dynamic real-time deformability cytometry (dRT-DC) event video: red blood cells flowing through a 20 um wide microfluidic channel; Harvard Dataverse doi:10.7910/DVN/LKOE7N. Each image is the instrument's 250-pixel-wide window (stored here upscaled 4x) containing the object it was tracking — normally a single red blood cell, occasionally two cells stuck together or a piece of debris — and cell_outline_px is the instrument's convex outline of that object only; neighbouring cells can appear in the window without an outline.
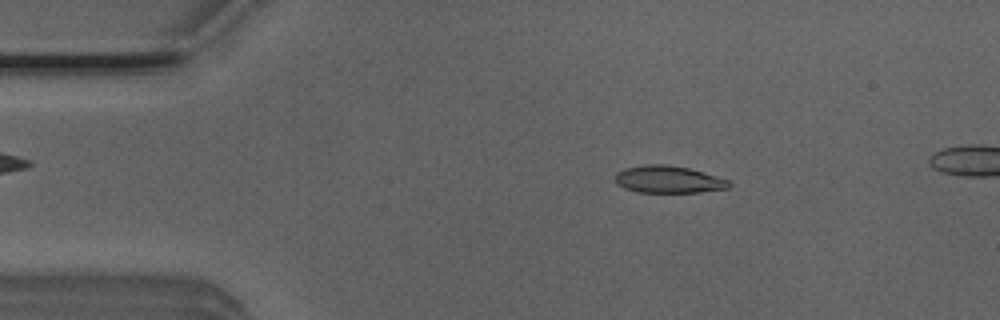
{"species": "Egyptian fruit bat (a non-hibernating species)", "species_latin": "Rousettus aegyptiacus", "temperature_condition": "room temperature", "stored_images_in_passage": 42, "camera_frame_rate_fps": 3000, "um_per_image_px": 0.085, "animal": {"sex": "male"}, "frame": {"image": 1, "passage_image": 2, "time_ms": 0.333, "image_size_px": [1000, 320], "cell_outline_px": [[732, 184], [728, 188], [700, 192], [636, 192], [624, 188], [616, 184], [616, 172], [624, 168], [644, 164], [668, 164], [688, 168], [732, 180]], "centroid_in_image_um": [56.82, 15.25], "position_along_channel_um": 28.2, "area_um2": 18.26}}
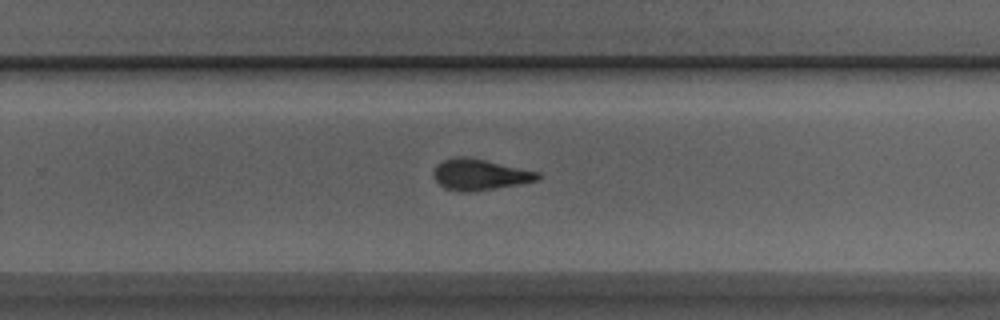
{"frame": {"image": 2, "passage_image": 26, "time_ms": 8.333, "image_size_px": [1000, 320], "cell_outline_px": [[544, 176], [540, 180], [520, 184], [472, 192], [464, 192], [444, 188], [432, 176], [436, 168], [444, 160], [460, 156], [464, 156], [484, 160], [540, 172]], "centroid_in_image_um": [40.85, 14.86], "position_along_channel_um": 289.0, "area_um2": 18.73}}
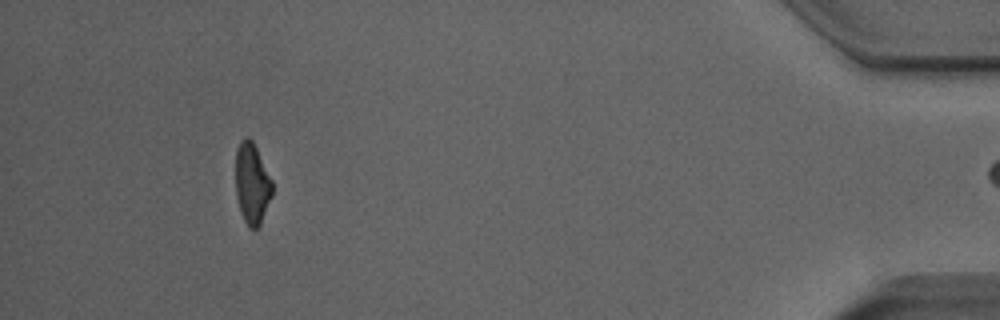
{"frame": {"image": 3, "passage_image": 41, "time_ms": 13.333, "image_size_px": [1000, 320], "cell_outline_px": [[272, 196], [260, 224], [256, 228], [248, 228], [240, 212], [236, 196], [236, 148], [240, 140], [244, 136], [248, 136], [252, 140], [272, 180]], "centroid_in_image_um": [21.41, 15.59], "position_along_channel_um": 413.8, "area_um2": 17.34}, "authors_computed_cell_mechanics": {"area_um2": 18.6116, "velocity_mm_per_s": 3.915, "shape_relaxation_time_tau1_ms": 4.1057, "shape_relaxation_time_tau2_ms": 1.2485, "deformation_change_tau1": 0.1618, "deformation_change_tau2": 0.0882}}